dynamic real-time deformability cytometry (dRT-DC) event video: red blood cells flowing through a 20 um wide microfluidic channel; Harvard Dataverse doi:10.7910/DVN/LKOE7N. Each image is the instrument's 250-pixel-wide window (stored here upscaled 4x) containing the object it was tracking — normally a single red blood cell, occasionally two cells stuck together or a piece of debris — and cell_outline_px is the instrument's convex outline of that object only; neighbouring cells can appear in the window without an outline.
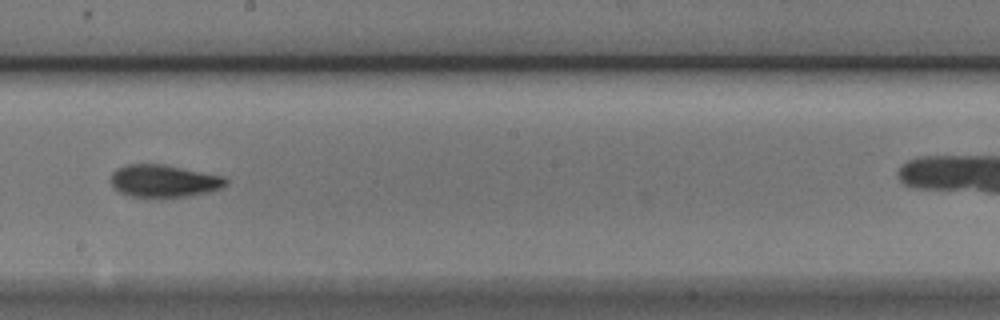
{"species": "Egyptian fruit bat (a non-hibernating species)", "species_latin": "Rousettus aegyptiacus", "temperature_condition": "cold", "stored_images_in_passage": 10, "camera_frame_rate_fps": 3000, "um_per_image_px": 0.085, "animal": {"sex": "male"}, "frame": {"image": 1, "passage_image": 9, "time_ms": 2.667, "image_size_px": [1000, 320], "cell_outline_px": [[228, 184], [224, 188], [208, 192], [188, 196], [144, 200], [128, 196], [120, 192], [112, 184], [112, 172], [116, 168], [128, 164], [164, 164], [224, 176], [228, 180]], "centroid_in_image_um": [13.94, 15.42], "position_along_channel_um": 234.3, "area_um2": 22.48}}